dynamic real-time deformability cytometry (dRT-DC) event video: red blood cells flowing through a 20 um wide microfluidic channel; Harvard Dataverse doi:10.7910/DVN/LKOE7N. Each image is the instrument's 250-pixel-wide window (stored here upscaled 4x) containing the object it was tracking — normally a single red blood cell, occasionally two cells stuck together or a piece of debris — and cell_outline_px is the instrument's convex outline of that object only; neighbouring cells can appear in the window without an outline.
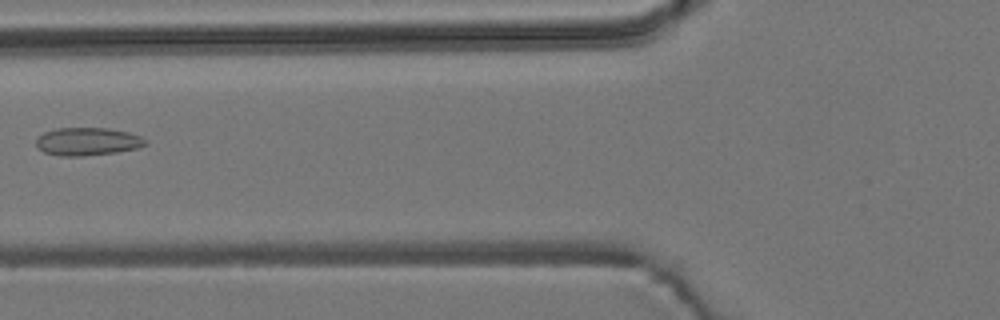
{"species": "common noctule bat (a hibernating species)", "species_latin": "Nyctalus noctula", "temperature_condition": "room temperature", "stored_images_in_passage": 9, "camera_frame_rate_fps": 3000, "um_per_image_px": 0.085, "animal": {"sex": "male", "body_mass_g": 19.2, "forearm_length_mm": 51.8}, "frame": {"image": 1, "passage_image": 9, "time_ms": 9.667, "image_size_px": [1000, 320], "cell_outline_px": [[148, 144], [136, 148], [116, 152], [84, 156], [60, 156], [44, 152], [36, 144], [36, 140], [44, 132], [56, 128], [108, 128], [128, 132], [140, 136], [148, 140]], "centroid_in_image_um": [7.46, 12.03], "position_along_channel_um": 118.3, "area_um2": 17.74}}